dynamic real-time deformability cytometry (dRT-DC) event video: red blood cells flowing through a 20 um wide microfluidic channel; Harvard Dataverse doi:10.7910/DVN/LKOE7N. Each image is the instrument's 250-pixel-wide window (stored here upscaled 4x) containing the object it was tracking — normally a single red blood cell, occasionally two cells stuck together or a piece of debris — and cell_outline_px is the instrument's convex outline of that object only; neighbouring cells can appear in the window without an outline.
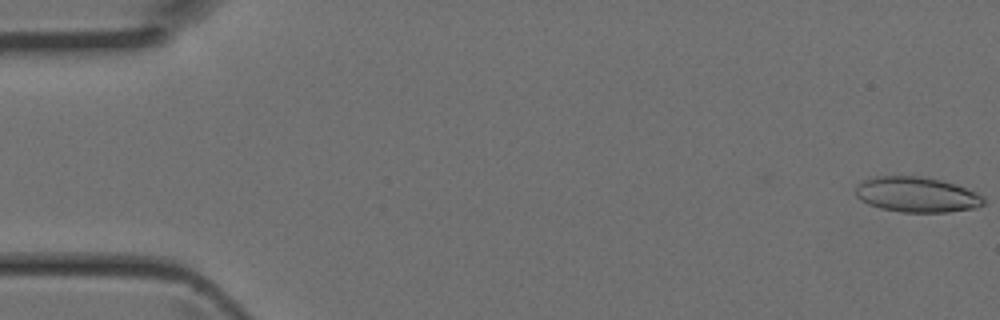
{"species": "Egyptian fruit bat (a non-hibernating species)", "species_latin": "Rousettus aegyptiacus", "temperature_condition": "room temperature", "stored_images_in_passage": 44, "camera_frame_rate_fps": 3000, "um_per_image_px": 0.085, "animal": {"sex": "female"}, "frame": {"image": 1, "passage_image": 1, "time_ms": 0.0, "image_size_px": [1000, 320], "cell_outline_px": [[984, 204], [976, 208], [948, 212], [900, 212], [880, 208], [868, 204], [860, 200], [856, 196], [856, 184], [864, 180], [876, 176], [924, 176], [940, 180], [976, 192], [984, 196]], "centroid_in_image_um": [77.9, 16.55], "position_along_channel_um": 7.1, "area_um2": 26.36}}
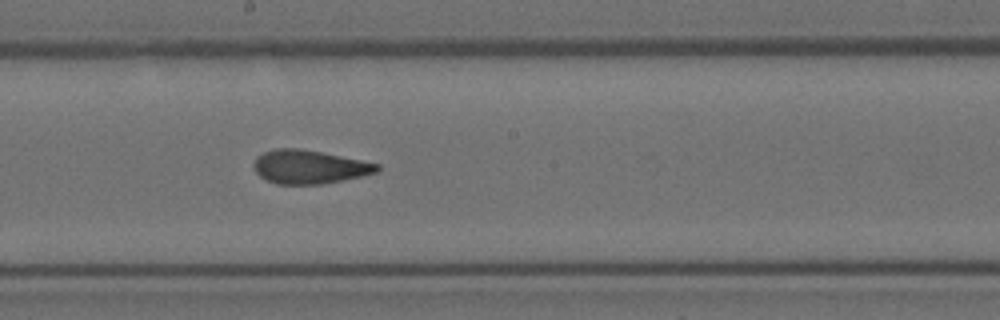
{"frame": {"image": 2, "passage_image": 24, "time_ms": 7.667, "image_size_px": [1000, 320], "cell_outline_px": [[380, 168], [376, 172], [360, 176], [320, 184], [276, 184], [264, 180], [256, 172], [252, 164], [256, 156], [264, 152], [276, 148], [296, 148], [320, 152], [380, 164]], "centroid_in_image_um": [26.22, 14.18], "position_along_channel_um": 222.0, "area_um2": 23.93}}
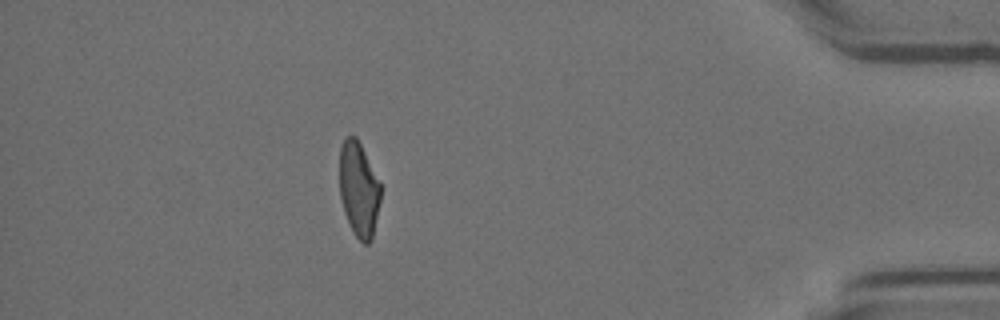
{"frame": {"image": 3, "passage_image": 39, "time_ms": 12.667, "image_size_px": [1000, 320], "cell_outline_px": [[380, 200], [372, 240], [368, 244], [364, 244], [352, 232], [344, 212], [340, 196], [340, 148], [344, 136], [356, 136], [380, 184]], "centroid_in_image_um": [30.48, 16.11], "position_along_channel_um": 404.7, "area_um2": 22.48}}